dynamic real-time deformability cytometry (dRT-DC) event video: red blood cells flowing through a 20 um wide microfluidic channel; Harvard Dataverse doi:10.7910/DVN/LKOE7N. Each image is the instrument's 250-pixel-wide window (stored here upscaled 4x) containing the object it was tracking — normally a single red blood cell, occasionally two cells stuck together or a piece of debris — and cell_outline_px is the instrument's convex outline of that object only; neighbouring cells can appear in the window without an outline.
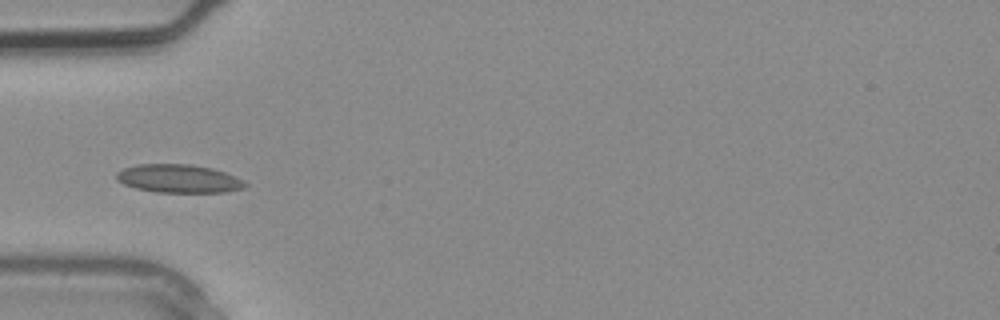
{"species": "common noctule bat (a hibernating species)", "species_latin": "Nyctalus noctula", "temperature_condition": "warm", "stored_images_in_passage": 3, "camera_frame_rate_fps": 3000, "um_per_image_px": 0.085, "animal": {"sex": "male", "body_mass_g": 20.4}, "frame": {"image": 1, "passage_image": 3, "time_ms": 0.667, "image_size_px": [1000, 320], "cell_outline_px": [[248, 184], [244, 188], [224, 192], [156, 192], [136, 188], [124, 184], [116, 180], [116, 172], [124, 168], [136, 164], [192, 164], [212, 168], [236, 176], [244, 180]], "centroid_in_image_um": [15.19, 15.17], "position_along_channel_um": 69.8, "area_um2": 21.33}}